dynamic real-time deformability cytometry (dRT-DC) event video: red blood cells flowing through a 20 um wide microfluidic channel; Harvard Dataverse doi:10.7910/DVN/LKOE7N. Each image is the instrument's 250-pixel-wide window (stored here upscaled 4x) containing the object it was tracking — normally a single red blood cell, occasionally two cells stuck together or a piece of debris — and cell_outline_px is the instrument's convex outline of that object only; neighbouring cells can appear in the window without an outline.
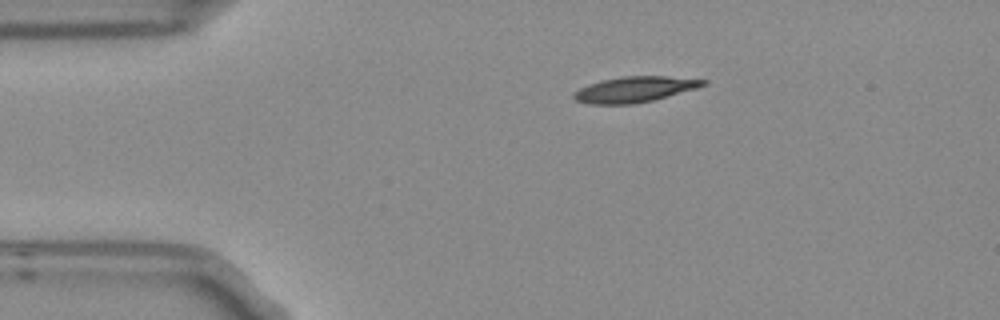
{"species": "Egyptian fruit bat (a non-hibernating species)", "species_latin": "Rousettus aegyptiacus", "temperature_condition": "room temperature", "stored_images_in_passage": 2, "camera_frame_rate_fps": 3000, "um_per_image_px": 0.085, "frame": {"image": 1, "passage_image": 1, "time_ms": 0.0, "image_size_px": [1000, 320], "cell_outline_px": [[708, 84], [696, 88], [652, 100], [632, 104], [588, 104], [576, 100], [572, 96], [572, 92], [588, 84], [620, 76], [664, 76], [708, 80]], "centroid_in_image_um": [53.91, 7.59], "position_along_channel_um": 31.1, "area_um2": 19.19}}